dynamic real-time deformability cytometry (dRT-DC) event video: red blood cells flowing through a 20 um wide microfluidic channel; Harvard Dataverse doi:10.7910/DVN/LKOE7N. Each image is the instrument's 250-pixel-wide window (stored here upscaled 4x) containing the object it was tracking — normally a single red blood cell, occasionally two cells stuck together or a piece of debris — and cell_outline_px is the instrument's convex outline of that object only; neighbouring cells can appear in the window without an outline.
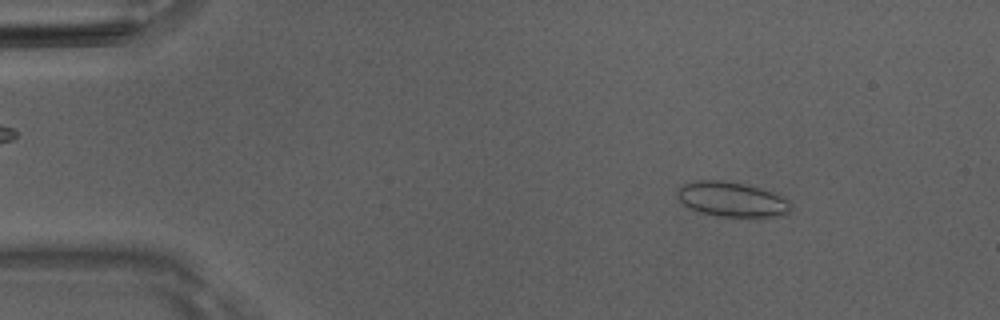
{"species": "Egyptian fruit bat (a non-hibernating species)", "species_latin": "Rousettus aegyptiacus", "temperature_condition": "room temperature", "stored_images_in_passage": 51, "camera_frame_rate_fps": 3000, "um_per_image_px": 0.085, "animal": {"sex": "male"}, "frame": {"image": 1, "passage_image": 7, "time_ms": 2.0, "image_size_px": [1000, 320], "cell_outline_px": [[792, 208], [784, 216], [756, 220], [716, 216], [700, 212], [688, 208], [680, 204], [676, 196], [676, 192], [680, 184], [696, 180], [720, 180], [744, 184], [760, 188], [772, 192], [788, 200], [792, 204]], "centroid_in_image_um": [62.21, 17.0], "position_along_channel_um": 22.8, "area_um2": 24.28}}
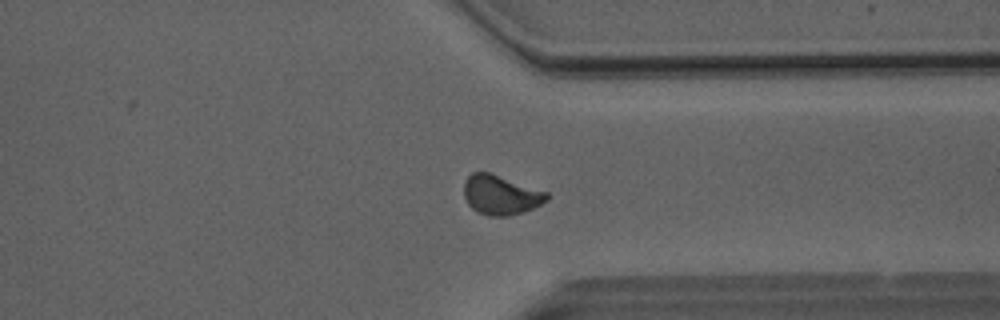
{"frame": {"image": 2, "passage_image": 39, "time_ms": 12.667, "image_size_px": [1000, 320], "cell_outline_px": [[548, 200], [532, 208], [508, 216], [488, 216], [476, 212], [468, 204], [464, 196], [464, 180], [472, 172], [488, 172], [548, 192]], "centroid_in_image_um": [42.53, 16.57], "position_along_channel_um": 368.9, "area_um2": 18.96}}
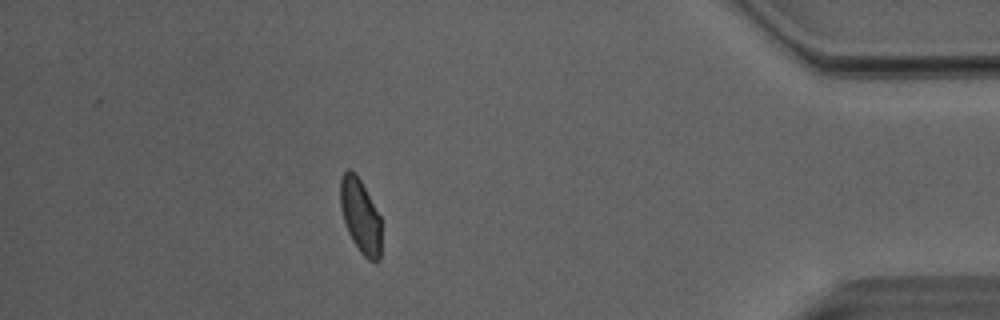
{"frame": {"image": 3, "passage_image": 45, "time_ms": 14.667, "image_size_px": [1000, 320], "cell_outline_px": [[380, 260], [376, 264], [368, 260], [360, 252], [352, 240], [348, 232], [340, 208], [340, 180], [344, 172], [348, 168], [356, 172], [380, 216]], "centroid_in_image_um": [30.62, 18.37], "position_along_channel_um": 404.6, "area_um2": 17.8}, "authors_computed_cell_mechanics": {"area_um2": 18.9006, "velocity_mm_per_s": 4.0366, "shape_relaxation_time_tau1_ms": 9.3878, "shape_relaxation_time_tau2_ms": 1.2116, "deformation_change_tau1": 0.1405, "deformation_change_tau2": 0.0465}}